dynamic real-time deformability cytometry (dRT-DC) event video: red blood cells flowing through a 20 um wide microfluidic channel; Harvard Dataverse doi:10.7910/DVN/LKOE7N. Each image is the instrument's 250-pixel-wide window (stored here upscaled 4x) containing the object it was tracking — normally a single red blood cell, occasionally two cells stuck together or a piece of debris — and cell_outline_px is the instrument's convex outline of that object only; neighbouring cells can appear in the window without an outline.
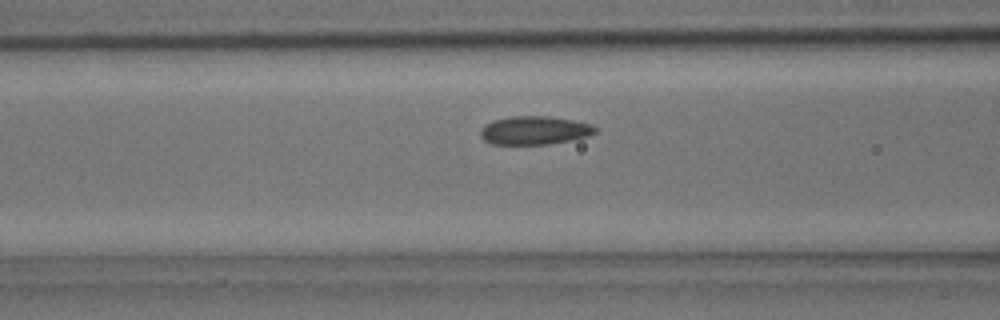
{"species": "common noctule bat (a hibernating species)", "species_latin": "Nyctalus noctula", "temperature_condition": "room temperature", "stored_images_in_passage": 27, "camera_frame_rate_fps": 3000, "um_per_image_px": 0.085, "animal": {"sex": "male", "body_mass_g": 15.6}, "frame": {"image": 1, "passage_image": 5, "time_ms": 1.333, "image_size_px": [1000, 320], "cell_outline_px": [[596, 132], [588, 136], [548, 144], [492, 144], [484, 140], [480, 136], [480, 128], [484, 124], [492, 120], [512, 116], [548, 116], [572, 120], [592, 124], [596, 128]], "centroid_in_image_um": [45.38, 11.07], "position_along_channel_um": 121.2, "area_um2": 19.02}}